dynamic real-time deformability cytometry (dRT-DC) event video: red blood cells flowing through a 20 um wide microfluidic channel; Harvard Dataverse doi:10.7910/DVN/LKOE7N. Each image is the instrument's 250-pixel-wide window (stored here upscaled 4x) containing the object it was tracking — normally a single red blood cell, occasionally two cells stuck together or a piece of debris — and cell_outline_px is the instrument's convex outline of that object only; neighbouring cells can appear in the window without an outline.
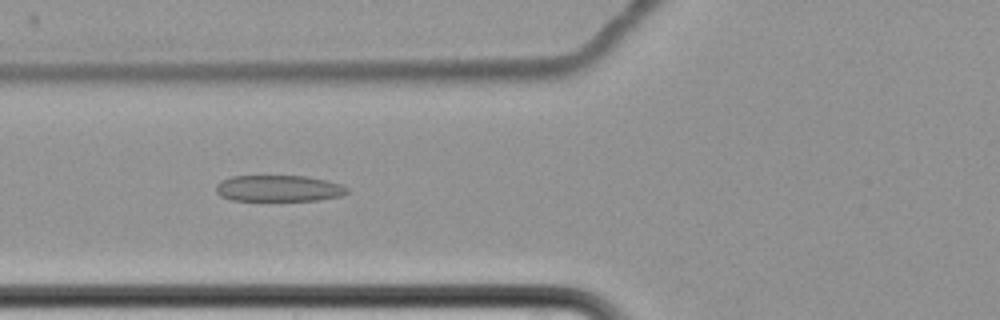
{"species": "common noctule bat (a hibernating species)", "species_latin": "Nyctalus noctula", "temperature_condition": "cold", "stored_images_in_passage": 9, "camera_frame_rate_fps": 3000, "um_per_image_px": 0.085, "animal": {"sex": "female", "body_mass_g": 22.7, "forearm_length_mm": 54.2}, "frame": {"image": 1, "passage_image": 8, "time_ms": 8.667, "image_size_px": [1000, 320], "cell_outline_px": [[348, 192], [340, 196], [320, 200], [232, 200], [220, 196], [216, 192], [216, 184], [220, 180], [232, 176], [304, 176], [328, 180], [340, 184], [348, 188]], "centroid_in_image_um": [23.67, 16.01], "position_along_channel_um": 102.1, "area_um2": 20.11}}
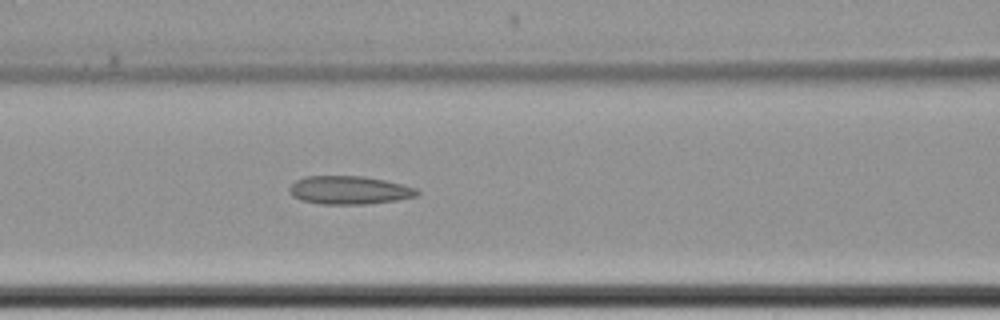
{"frame": {"image": 2, "passage_image": 9, "time_ms": 9.667, "image_size_px": [1000, 320], "cell_outline_px": [[420, 192], [416, 196], [396, 200], [364, 204], [320, 204], [300, 200], [292, 196], [288, 192], [288, 188], [296, 180], [304, 176], [364, 176], [404, 184], [416, 188]], "centroid_in_image_um": [29.65, 16.16], "position_along_channel_um": 136.9, "area_um2": 21.15}}